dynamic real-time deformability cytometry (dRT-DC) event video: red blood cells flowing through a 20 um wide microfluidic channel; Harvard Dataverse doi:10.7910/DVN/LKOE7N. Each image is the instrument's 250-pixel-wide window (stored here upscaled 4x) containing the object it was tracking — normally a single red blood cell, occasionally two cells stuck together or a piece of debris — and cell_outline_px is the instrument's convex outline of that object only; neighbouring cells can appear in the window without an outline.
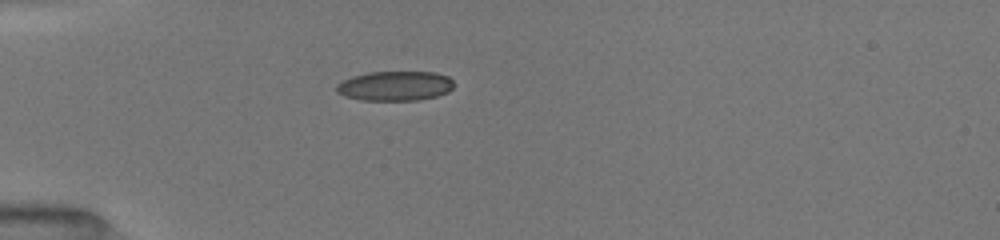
{"species": "common noctule bat (a hibernating species)", "species_latin": "Nyctalus noctula", "temperature_condition": "room temperature", "stored_images_in_passage": 51, "camera_frame_rate_fps": 3000, "um_per_image_px": 0.085, "animal": {"sex": "female", "body_mass_g": 19.5, "forearm_length_mm": 54.1}, "frame": {"image": 1, "passage_image": 1, "time_ms": 0.0, "image_size_px": [1000, 240], "cell_outline_px": [[452, 88], [448, 92], [436, 96], [420, 100], [360, 100], [344, 96], [336, 92], [336, 84], [352, 76], [368, 72], [432, 72], [448, 76], [452, 80]], "centroid_in_image_um": [33.55, 7.3], "position_along_channel_um": 51.5, "area_um2": 20.29}}
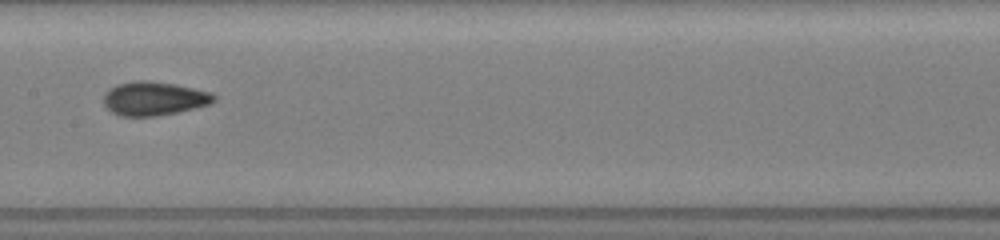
{"frame": {"image": 2, "passage_image": 19, "time_ms": 4.0, "image_size_px": [1000, 240], "cell_outline_px": [[216, 100], [212, 104], [176, 112], [152, 116], [124, 116], [112, 112], [104, 104], [104, 92], [108, 88], [116, 84], [132, 80], [148, 80], [176, 84], [212, 92], [216, 96]], "centroid_in_image_um": [13.1, 8.35], "position_along_channel_um": 194.3, "area_um2": 21.91}}
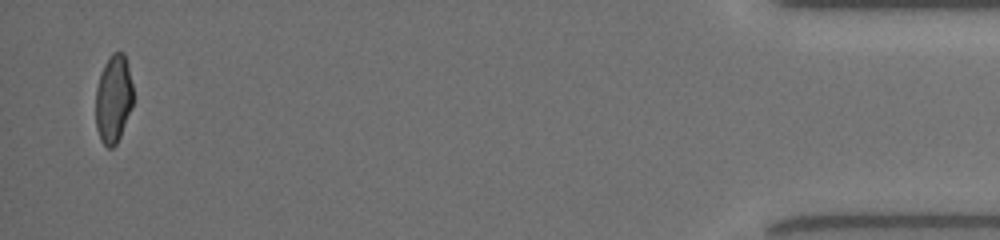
{"frame": {"image": 3, "passage_image": 51, "time_ms": 11.667, "image_size_px": [1000, 240], "cell_outline_px": [[132, 108], [120, 136], [116, 144], [112, 148], [108, 148], [100, 140], [96, 128], [96, 88], [104, 64], [112, 52], [124, 52], [132, 84]], "centroid_in_image_um": [9.63, 8.42], "position_along_channel_um": 425.6, "area_um2": 19.13}, "authors_computed_cell_mechanics": {"area_um2": 20.6346, "velocity_mm_per_s": 4.0143, "shape_relaxation_time_tau1_ms": 4.8429, "shape_relaxation_time_tau2_ms": 1.3768, "deformation_change_tau1": 0.1507, "deformation_change_tau2": 0.0601}}